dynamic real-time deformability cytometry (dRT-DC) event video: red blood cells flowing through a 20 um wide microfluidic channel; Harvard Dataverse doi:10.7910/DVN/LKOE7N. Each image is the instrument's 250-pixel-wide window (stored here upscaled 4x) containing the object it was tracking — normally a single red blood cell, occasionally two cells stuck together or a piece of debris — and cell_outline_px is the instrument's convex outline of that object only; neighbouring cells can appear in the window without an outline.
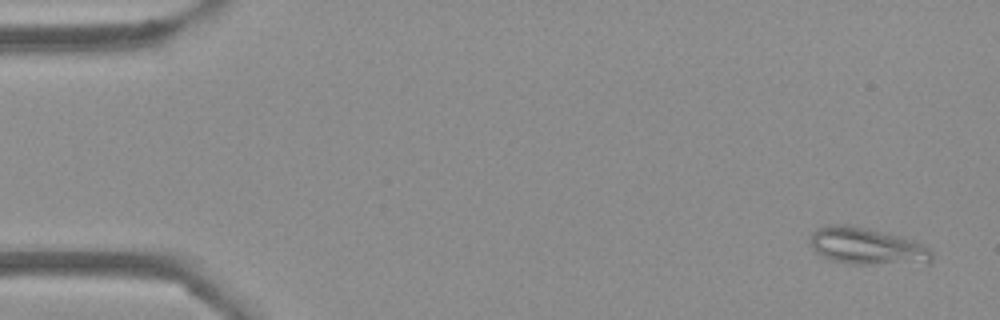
{"species": "Egyptian fruit bat (a non-hibernating species)", "species_latin": "Rousettus aegyptiacus", "temperature_condition": "cold", "stored_images_in_passage": 53, "camera_frame_rate_fps": 3000, "um_per_image_px": 0.085, "frame": {"image": 1, "passage_image": 1, "time_ms": 0.0, "image_size_px": [1000, 320], "cell_outline_px": [[932, 264], [848, 264], [832, 260], [820, 256], [812, 248], [808, 240], [812, 232], [824, 224], [852, 224], [900, 236], [912, 240], [928, 248], [932, 252]], "centroid_in_image_um": [73.66, 20.93], "position_along_channel_um": 11.3, "area_um2": 26.76}}
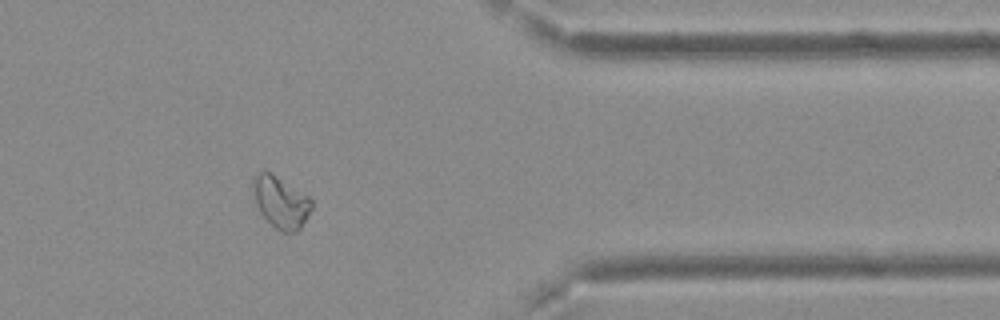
{"frame": {"image": 2, "passage_image": 43, "time_ms": 14.0, "image_size_px": [1000, 320], "cell_outline_px": [[312, 208], [300, 228], [296, 232], [280, 232], [260, 212], [256, 204], [252, 184], [252, 176], [256, 172], [268, 172], [276, 176], [308, 196], [312, 200]], "centroid_in_image_um": [23.85, 17.18], "position_along_channel_um": 387.6, "area_um2": 17.34}}
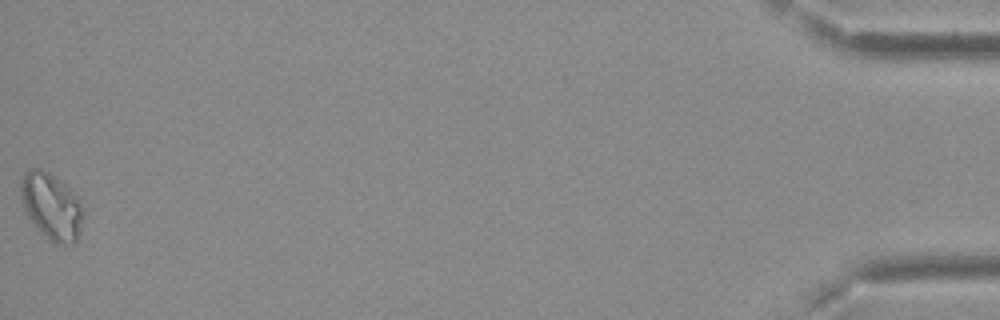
{"frame": {"image": 3, "passage_image": 53, "time_ms": 17.333, "image_size_px": [1000, 320], "cell_outline_px": [[84, 216], [80, 232], [76, 240], [72, 244], [56, 244], [40, 232], [36, 228], [24, 212], [20, 196], [20, 184], [24, 172], [28, 168], [40, 168], [48, 172], [60, 180], [80, 196]], "centroid_in_image_um": [4.38, 17.52], "position_along_channel_um": 430.8, "area_um2": 24.8}}